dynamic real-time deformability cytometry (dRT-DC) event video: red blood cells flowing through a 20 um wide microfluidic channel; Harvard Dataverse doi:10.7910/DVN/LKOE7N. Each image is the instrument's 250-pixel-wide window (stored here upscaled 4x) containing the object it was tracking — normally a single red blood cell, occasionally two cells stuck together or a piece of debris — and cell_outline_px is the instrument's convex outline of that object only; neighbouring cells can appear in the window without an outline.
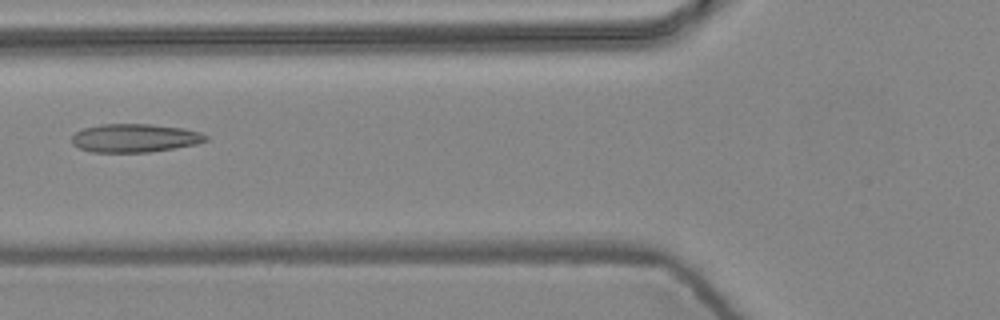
{"species": "common noctule bat (a hibernating species)", "species_latin": "Nyctalus noctula", "temperature_condition": "warm", "stored_images_in_passage": 6, "camera_frame_rate_fps": 3000, "um_per_image_px": 0.085, "animal": {"sex": "female", "body_mass_g": 24.6, "forearm_length_mm": 56.2}, "frame": {"image": 1, "passage_image": 6, "time_ms": 1.667, "image_size_px": [1000, 320], "cell_outline_px": [[208, 140], [196, 144], [148, 152], [92, 152], [80, 148], [72, 144], [72, 136], [76, 132], [84, 128], [100, 124], [152, 124], [184, 128], [200, 132], [208, 136]], "centroid_in_image_um": [11.46, 11.72], "position_along_channel_um": 114.3, "area_um2": 22.14}}